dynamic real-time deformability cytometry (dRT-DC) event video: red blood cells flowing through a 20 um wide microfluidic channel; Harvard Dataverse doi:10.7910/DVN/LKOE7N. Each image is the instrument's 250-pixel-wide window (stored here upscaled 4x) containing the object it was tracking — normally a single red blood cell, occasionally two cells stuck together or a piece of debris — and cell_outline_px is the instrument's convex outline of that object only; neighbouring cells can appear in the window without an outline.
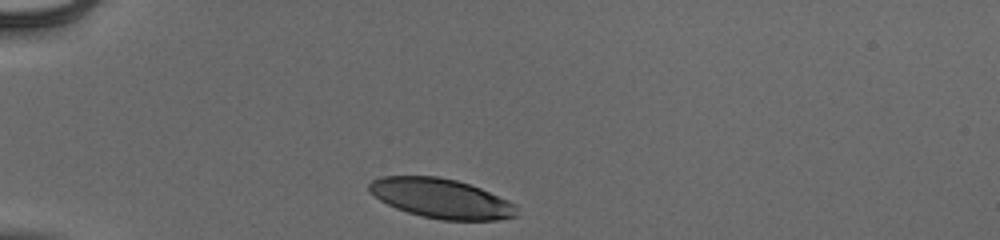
{"species": "human", "species_latin": "Homo sapiens", "temperature_condition": "cold", "stored_images_in_passage": 31, "camera_frame_rate_fps": 3000, "um_per_image_px": 0.085, "donor": {"sex": "male"}, "frame": {"image": 1, "passage_image": 1, "time_ms": 0.0, "image_size_px": [1000, 240], "cell_outline_px": [[516, 216], [500, 220], [440, 220], [420, 216], [396, 208], [380, 200], [368, 192], [368, 184], [372, 180], [380, 176], [436, 176], [456, 180], [480, 188], [508, 200], [516, 204]], "centroid_in_image_um": [37.47, 16.87], "position_along_channel_um": 47.5, "area_um2": 34.1}}
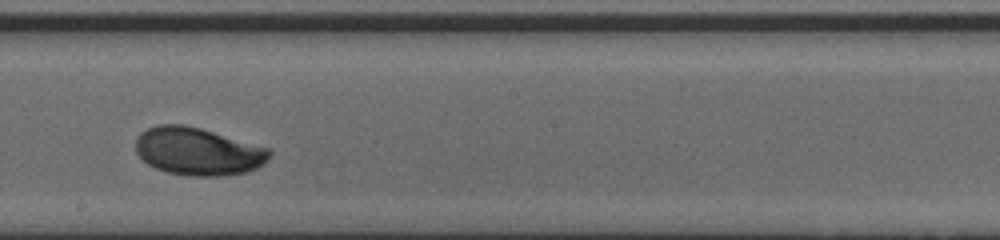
{"frame": {"image": 2, "passage_image": 18, "time_ms": 5.667, "image_size_px": [1000, 240], "cell_outline_px": [[272, 152], [268, 160], [256, 168], [244, 172], [224, 176], [192, 176], [168, 172], [156, 168], [148, 164], [136, 152], [136, 136], [140, 132], [156, 124], [184, 124], [200, 128], [272, 148]], "centroid_in_image_um": [16.84, 12.85], "position_along_channel_um": 231.4, "area_um2": 37.4}}
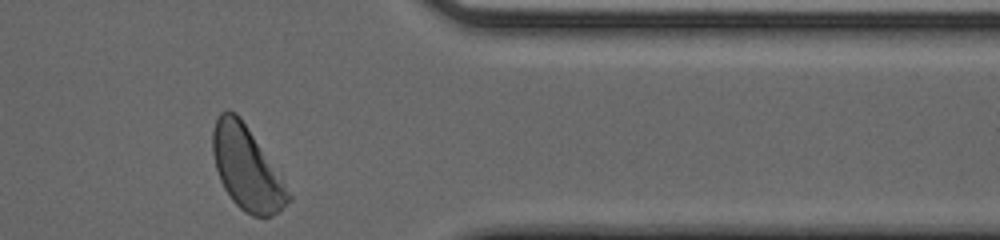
{"frame": {"image": 3, "passage_image": 31, "time_ms": 10.0, "image_size_px": [1000, 240], "cell_outline_px": [[292, 200], [280, 212], [272, 216], [252, 216], [244, 212], [232, 200], [224, 188], [220, 180], [216, 168], [212, 152], [212, 132], [216, 116], [220, 112], [228, 108], [236, 112], [240, 116], [292, 196]], "centroid_in_image_um": [20.93, 14.29], "position_along_channel_um": 390.5, "area_um2": 36.36}, "authors_computed_cell_mechanics": {"area_um2": 36.5296, "velocity_mm_per_s": 3.8891, "shape_relaxation_time_tau1_ms": 1.7931, "shape_relaxation_time_tau2_ms": null, "deformation_change_tau1": 0.1131, "deformation_change_tau2": null}}